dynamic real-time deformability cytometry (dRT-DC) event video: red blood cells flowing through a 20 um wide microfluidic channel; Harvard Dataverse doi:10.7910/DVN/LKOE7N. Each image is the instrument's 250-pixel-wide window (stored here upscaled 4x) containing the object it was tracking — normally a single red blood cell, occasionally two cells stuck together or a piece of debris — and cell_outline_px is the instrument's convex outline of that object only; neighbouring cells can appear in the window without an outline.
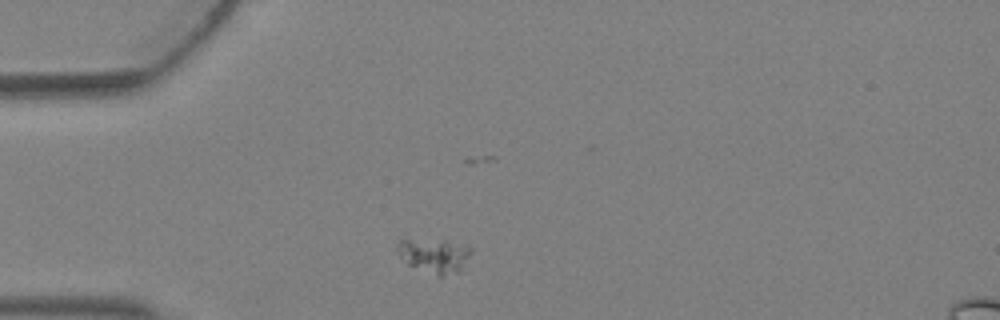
{"species": "Egyptian fruit bat (a non-hibernating species)", "species_latin": "Rousettus aegyptiacus", "temperature_condition": "warm", "stored_images_in_passage": 2, "camera_frame_rate_fps": 3000, "um_per_image_px": 0.085, "animal": {"sex": "female"}, "frame": {"image": 1, "passage_image": 1, "time_ms": 0.0, "image_size_px": [1000, 320], "cell_outline_px": [[472, 252], [460, 272], [444, 276], [440, 276], [408, 264], [400, 256], [396, 248], [400, 240], [444, 240], [472, 248]], "centroid_in_image_um": [36.95, 21.73], "position_along_channel_um": 48.1, "area_um2": 14.39}}